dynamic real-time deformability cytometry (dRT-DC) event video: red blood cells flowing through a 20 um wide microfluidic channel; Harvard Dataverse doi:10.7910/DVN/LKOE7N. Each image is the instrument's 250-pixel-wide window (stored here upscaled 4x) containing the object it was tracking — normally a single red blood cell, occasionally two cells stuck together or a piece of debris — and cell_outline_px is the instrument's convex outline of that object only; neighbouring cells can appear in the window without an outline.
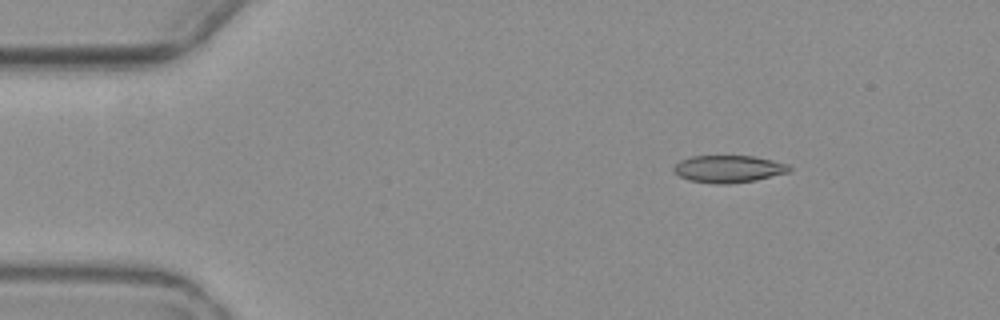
{"species": "common noctule bat (a hibernating species)", "species_latin": "Nyctalus noctula", "temperature_condition": "warm", "stored_images_in_passage": 9, "camera_frame_rate_fps": 3000, "um_per_image_px": 0.085, "animal": {"sex": "female", "body_mass_g": 19.3, "forearm_length_mm": 54.1}, "frame": {"image": 1, "passage_image": 2, "time_ms": 2.333, "image_size_px": [1000, 320], "cell_outline_px": [[792, 168], [788, 172], [756, 180], [728, 184], [716, 184], [688, 180], [680, 176], [672, 168], [680, 160], [692, 156], [752, 156], [772, 160], [788, 164]], "centroid_in_image_um": [61.92, 14.36], "position_along_channel_um": 23.1, "area_um2": 18.26}}
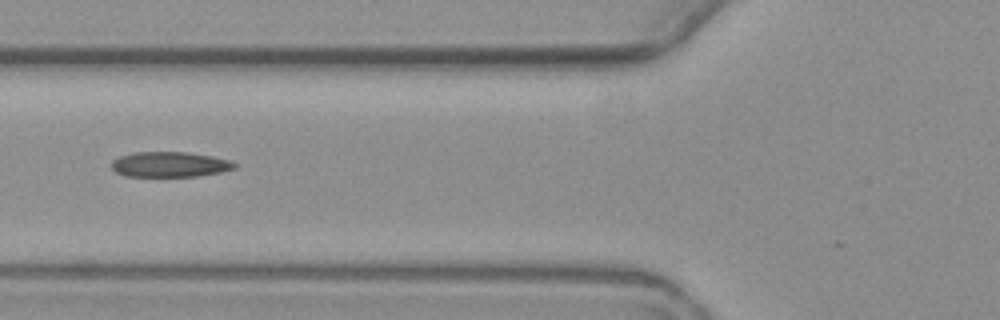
{"frame": {"image": 2, "passage_image": 6, "time_ms": 7.0, "image_size_px": [1000, 320], "cell_outline_px": [[236, 168], [220, 172], [200, 176], [124, 176], [116, 172], [112, 168], [112, 160], [120, 156], [136, 152], [188, 152], [212, 156], [228, 160], [236, 164]], "centroid_in_image_um": [14.42, 13.97], "position_along_channel_um": 111.4, "area_um2": 18.03}}
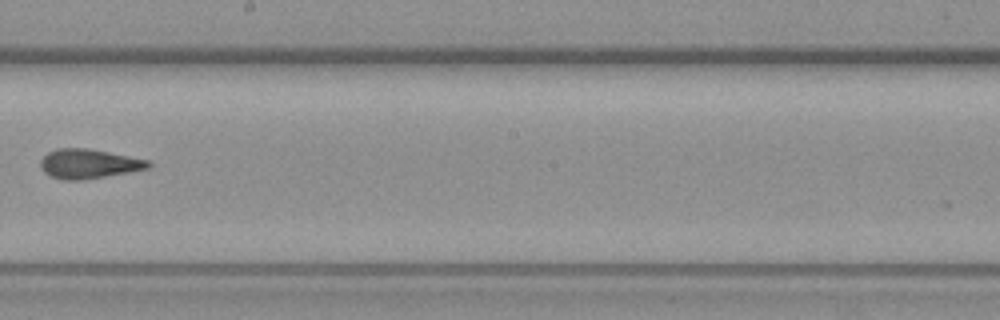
{"frame": {"image": 3, "passage_image": 9, "time_ms": 10.667, "image_size_px": [1000, 320], "cell_outline_px": [[152, 164], [148, 168], [128, 172], [84, 180], [64, 180], [52, 176], [44, 172], [40, 168], [40, 160], [48, 152], [60, 148], [88, 148], [148, 160]], "centroid_in_image_um": [7.51, 13.92], "position_along_channel_um": 240.7, "area_um2": 18.32}}